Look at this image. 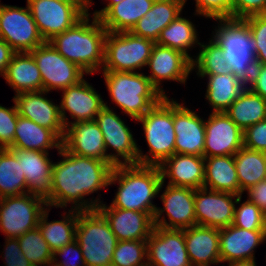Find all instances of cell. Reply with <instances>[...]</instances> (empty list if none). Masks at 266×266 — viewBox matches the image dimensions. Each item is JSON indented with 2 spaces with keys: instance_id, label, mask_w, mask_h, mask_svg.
<instances>
[{
  "instance_id": "obj_43",
  "label": "cell",
  "mask_w": 266,
  "mask_h": 266,
  "mask_svg": "<svg viewBox=\"0 0 266 266\" xmlns=\"http://www.w3.org/2000/svg\"><path fill=\"white\" fill-rule=\"evenodd\" d=\"M243 20L248 25L254 40L256 64H266V14L252 15Z\"/></svg>"
},
{
  "instance_id": "obj_37",
  "label": "cell",
  "mask_w": 266,
  "mask_h": 266,
  "mask_svg": "<svg viewBox=\"0 0 266 266\" xmlns=\"http://www.w3.org/2000/svg\"><path fill=\"white\" fill-rule=\"evenodd\" d=\"M197 33L195 25L189 19L179 15L161 31L156 43L180 51L193 61L188 49L195 48L194 45H200Z\"/></svg>"
},
{
  "instance_id": "obj_8",
  "label": "cell",
  "mask_w": 266,
  "mask_h": 266,
  "mask_svg": "<svg viewBox=\"0 0 266 266\" xmlns=\"http://www.w3.org/2000/svg\"><path fill=\"white\" fill-rule=\"evenodd\" d=\"M155 42L131 31L107 32L101 71L136 72L147 65Z\"/></svg>"
},
{
  "instance_id": "obj_29",
  "label": "cell",
  "mask_w": 266,
  "mask_h": 266,
  "mask_svg": "<svg viewBox=\"0 0 266 266\" xmlns=\"http://www.w3.org/2000/svg\"><path fill=\"white\" fill-rule=\"evenodd\" d=\"M15 94L43 91L42 77L30 52L15 53L3 75Z\"/></svg>"
},
{
  "instance_id": "obj_14",
  "label": "cell",
  "mask_w": 266,
  "mask_h": 266,
  "mask_svg": "<svg viewBox=\"0 0 266 266\" xmlns=\"http://www.w3.org/2000/svg\"><path fill=\"white\" fill-rule=\"evenodd\" d=\"M160 199L163 208L157 207L154 214V225L165 229H185L196 226L194 209L195 190L187 187L168 185ZM167 214L168 221L163 213Z\"/></svg>"
},
{
  "instance_id": "obj_51",
  "label": "cell",
  "mask_w": 266,
  "mask_h": 266,
  "mask_svg": "<svg viewBox=\"0 0 266 266\" xmlns=\"http://www.w3.org/2000/svg\"><path fill=\"white\" fill-rule=\"evenodd\" d=\"M248 200L256 204L266 215V179L246 190Z\"/></svg>"
},
{
  "instance_id": "obj_11",
  "label": "cell",
  "mask_w": 266,
  "mask_h": 266,
  "mask_svg": "<svg viewBox=\"0 0 266 266\" xmlns=\"http://www.w3.org/2000/svg\"><path fill=\"white\" fill-rule=\"evenodd\" d=\"M0 38L16 52H30L45 41L31 11L26 7L0 4Z\"/></svg>"
},
{
  "instance_id": "obj_27",
  "label": "cell",
  "mask_w": 266,
  "mask_h": 266,
  "mask_svg": "<svg viewBox=\"0 0 266 266\" xmlns=\"http://www.w3.org/2000/svg\"><path fill=\"white\" fill-rule=\"evenodd\" d=\"M184 238L192 266H210L221 263L219 229L192 226L184 229Z\"/></svg>"
},
{
  "instance_id": "obj_35",
  "label": "cell",
  "mask_w": 266,
  "mask_h": 266,
  "mask_svg": "<svg viewBox=\"0 0 266 266\" xmlns=\"http://www.w3.org/2000/svg\"><path fill=\"white\" fill-rule=\"evenodd\" d=\"M225 113L244 132L266 119V100L246 87Z\"/></svg>"
},
{
  "instance_id": "obj_55",
  "label": "cell",
  "mask_w": 266,
  "mask_h": 266,
  "mask_svg": "<svg viewBox=\"0 0 266 266\" xmlns=\"http://www.w3.org/2000/svg\"><path fill=\"white\" fill-rule=\"evenodd\" d=\"M63 1L73 2V3H87V13L89 11L90 6H92V4H94V2L92 0H63Z\"/></svg>"
},
{
  "instance_id": "obj_10",
  "label": "cell",
  "mask_w": 266,
  "mask_h": 266,
  "mask_svg": "<svg viewBox=\"0 0 266 266\" xmlns=\"http://www.w3.org/2000/svg\"><path fill=\"white\" fill-rule=\"evenodd\" d=\"M46 208V201L31 193L0 198V230L4 237L18 238L38 227Z\"/></svg>"
},
{
  "instance_id": "obj_30",
  "label": "cell",
  "mask_w": 266,
  "mask_h": 266,
  "mask_svg": "<svg viewBox=\"0 0 266 266\" xmlns=\"http://www.w3.org/2000/svg\"><path fill=\"white\" fill-rule=\"evenodd\" d=\"M62 148V140L52 131L18 115L13 144L9 149L41 152Z\"/></svg>"
},
{
  "instance_id": "obj_41",
  "label": "cell",
  "mask_w": 266,
  "mask_h": 266,
  "mask_svg": "<svg viewBox=\"0 0 266 266\" xmlns=\"http://www.w3.org/2000/svg\"><path fill=\"white\" fill-rule=\"evenodd\" d=\"M147 265V240L118 241L111 266Z\"/></svg>"
},
{
  "instance_id": "obj_34",
  "label": "cell",
  "mask_w": 266,
  "mask_h": 266,
  "mask_svg": "<svg viewBox=\"0 0 266 266\" xmlns=\"http://www.w3.org/2000/svg\"><path fill=\"white\" fill-rule=\"evenodd\" d=\"M51 207L46 208L40 216L38 228L53 253L66 246L76 237L78 210L68 209L61 220L48 221Z\"/></svg>"
},
{
  "instance_id": "obj_45",
  "label": "cell",
  "mask_w": 266,
  "mask_h": 266,
  "mask_svg": "<svg viewBox=\"0 0 266 266\" xmlns=\"http://www.w3.org/2000/svg\"><path fill=\"white\" fill-rule=\"evenodd\" d=\"M187 0H184L186 4ZM194 15H201L210 19L231 18V0H195Z\"/></svg>"
},
{
  "instance_id": "obj_53",
  "label": "cell",
  "mask_w": 266,
  "mask_h": 266,
  "mask_svg": "<svg viewBox=\"0 0 266 266\" xmlns=\"http://www.w3.org/2000/svg\"><path fill=\"white\" fill-rule=\"evenodd\" d=\"M107 1L106 6L101 10H95L92 15L100 19L113 5L120 3L122 0H105Z\"/></svg>"
},
{
  "instance_id": "obj_47",
  "label": "cell",
  "mask_w": 266,
  "mask_h": 266,
  "mask_svg": "<svg viewBox=\"0 0 266 266\" xmlns=\"http://www.w3.org/2000/svg\"><path fill=\"white\" fill-rule=\"evenodd\" d=\"M266 14V0H231V18L245 19Z\"/></svg>"
},
{
  "instance_id": "obj_13",
  "label": "cell",
  "mask_w": 266,
  "mask_h": 266,
  "mask_svg": "<svg viewBox=\"0 0 266 266\" xmlns=\"http://www.w3.org/2000/svg\"><path fill=\"white\" fill-rule=\"evenodd\" d=\"M95 118L104 138L105 149H114L108 153V159L116 165L137 164L138 144L130 128L114 112L107 102ZM123 159V160H122Z\"/></svg>"
},
{
  "instance_id": "obj_21",
  "label": "cell",
  "mask_w": 266,
  "mask_h": 266,
  "mask_svg": "<svg viewBox=\"0 0 266 266\" xmlns=\"http://www.w3.org/2000/svg\"><path fill=\"white\" fill-rule=\"evenodd\" d=\"M48 92H22L13 97L18 114L36 124L52 130L62 141L65 124L60 114L59 105L45 97Z\"/></svg>"
},
{
  "instance_id": "obj_25",
  "label": "cell",
  "mask_w": 266,
  "mask_h": 266,
  "mask_svg": "<svg viewBox=\"0 0 266 266\" xmlns=\"http://www.w3.org/2000/svg\"><path fill=\"white\" fill-rule=\"evenodd\" d=\"M266 240V230H246L234 225L219 229L220 261L255 259V248Z\"/></svg>"
},
{
  "instance_id": "obj_24",
  "label": "cell",
  "mask_w": 266,
  "mask_h": 266,
  "mask_svg": "<svg viewBox=\"0 0 266 266\" xmlns=\"http://www.w3.org/2000/svg\"><path fill=\"white\" fill-rule=\"evenodd\" d=\"M62 145L75 155L111 162L105 149L103 134L95 120L68 125Z\"/></svg>"
},
{
  "instance_id": "obj_15",
  "label": "cell",
  "mask_w": 266,
  "mask_h": 266,
  "mask_svg": "<svg viewBox=\"0 0 266 266\" xmlns=\"http://www.w3.org/2000/svg\"><path fill=\"white\" fill-rule=\"evenodd\" d=\"M239 196L206 188L196 189L194 198L196 225L221 229L233 224Z\"/></svg>"
},
{
  "instance_id": "obj_46",
  "label": "cell",
  "mask_w": 266,
  "mask_h": 266,
  "mask_svg": "<svg viewBox=\"0 0 266 266\" xmlns=\"http://www.w3.org/2000/svg\"><path fill=\"white\" fill-rule=\"evenodd\" d=\"M58 256L61 258L60 261H58ZM71 260L74 261L71 262ZM51 266H85L84 257L78 241L75 239L61 249L56 250L53 253Z\"/></svg>"
},
{
  "instance_id": "obj_22",
  "label": "cell",
  "mask_w": 266,
  "mask_h": 266,
  "mask_svg": "<svg viewBox=\"0 0 266 266\" xmlns=\"http://www.w3.org/2000/svg\"><path fill=\"white\" fill-rule=\"evenodd\" d=\"M97 210L108 221L118 241L147 240L154 230V215L101 204Z\"/></svg>"
},
{
  "instance_id": "obj_48",
  "label": "cell",
  "mask_w": 266,
  "mask_h": 266,
  "mask_svg": "<svg viewBox=\"0 0 266 266\" xmlns=\"http://www.w3.org/2000/svg\"><path fill=\"white\" fill-rule=\"evenodd\" d=\"M244 147L266 152V119L251 125L243 132Z\"/></svg>"
},
{
  "instance_id": "obj_40",
  "label": "cell",
  "mask_w": 266,
  "mask_h": 266,
  "mask_svg": "<svg viewBox=\"0 0 266 266\" xmlns=\"http://www.w3.org/2000/svg\"><path fill=\"white\" fill-rule=\"evenodd\" d=\"M21 251L33 266H51L53 251L38 227L17 238Z\"/></svg>"
},
{
  "instance_id": "obj_26",
  "label": "cell",
  "mask_w": 266,
  "mask_h": 266,
  "mask_svg": "<svg viewBox=\"0 0 266 266\" xmlns=\"http://www.w3.org/2000/svg\"><path fill=\"white\" fill-rule=\"evenodd\" d=\"M159 168L162 182L165 183V179L169 178L168 185L194 190L203 188L205 171L203 156L174 153Z\"/></svg>"
},
{
  "instance_id": "obj_2",
  "label": "cell",
  "mask_w": 266,
  "mask_h": 266,
  "mask_svg": "<svg viewBox=\"0 0 266 266\" xmlns=\"http://www.w3.org/2000/svg\"><path fill=\"white\" fill-rule=\"evenodd\" d=\"M115 183L119 187L110 206L155 214L157 206L153 204V199L164 188L159 166L116 165L112 169L108 186Z\"/></svg>"
},
{
  "instance_id": "obj_19",
  "label": "cell",
  "mask_w": 266,
  "mask_h": 266,
  "mask_svg": "<svg viewBox=\"0 0 266 266\" xmlns=\"http://www.w3.org/2000/svg\"><path fill=\"white\" fill-rule=\"evenodd\" d=\"M61 91L63 93L59 108L65 128L71 123L95 120L105 107L101 95L85 79ZM66 111L74 121H69Z\"/></svg>"
},
{
  "instance_id": "obj_52",
  "label": "cell",
  "mask_w": 266,
  "mask_h": 266,
  "mask_svg": "<svg viewBox=\"0 0 266 266\" xmlns=\"http://www.w3.org/2000/svg\"><path fill=\"white\" fill-rule=\"evenodd\" d=\"M16 52L9 46V44L0 38V75L3 76L7 65L12 60Z\"/></svg>"
},
{
  "instance_id": "obj_50",
  "label": "cell",
  "mask_w": 266,
  "mask_h": 266,
  "mask_svg": "<svg viewBox=\"0 0 266 266\" xmlns=\"http://www.w3.org/2000/svg\"><path fill=\"white\" fill-rule=\"evenodd\" d=\"M247 87L266 100V64H256Z\"/></svg>"
},
{
  "instance_id": "obj_39",
  "label": "cell",
  "mask_w": 266,
  "mask_h": 266,
  "mask_svg": "<svg viewBox=\"0 0 266 266\" xmlns=\"http://www.w3.org/2000/svg\"><path fill=\"white\" fill-rule=\"evenodd\" d=\"M199 53L192 61V70L197 69V75H220L232 73L227 59L223 55V49L212 38L206 44L200 43Z\"/></svg>"
},
{
  "instance_id": "obj_33",
  "label": "cell",
  "mask_w": 266,
  "mask_h": 266,
  "mask_svg": "<svg viewBox=\"0 0 266 266\" xmlns=\"http://www.w3.org/2000/svg\"><path fill=\"white\" fill-rule=\"evenodd\" d=\"M155 0H122L113 5L99 20L107 32L131 31L153 6Z\"/></svg>"
},
{
  "instance_id": "obj_42",
  "label": "cell",
  "mask_w": 266,
  "mask_h": 266,
  "mask_svg": "<svg viewBox=\"0 0 266 266\" xmlns=\"http://www.w3.org/2000/svg\"><path fill=\"white\" fill-rule=\"evenodd\" d=\"M242 195L237 199L233 224L246 230H266V215L250 200L241 203Z\"/></svg>"
},
{
  "instance_id": "obj_12",
  "label": "cell",
  "mask_w": 266,
  "mask_h": 266,
  "mask_svg": "<svg viewBox=\"0 0 266 266\" xmlns=\"http://www.w3.org/2000/svg\"><path fill=\"white\" fill-rule=\"evenodd\" d=\"M42 77L43 90H63L78 84L86 74L76 64L68 61L49 41L30 51Z\"/></svg>"
},
{
  "instance_id": "obj_5",
  "label": "cell",
  "mask_w": 266,
  "mask_h": 266,
  "mask_svg": "<svg viewBox=\"0 0 266 266\" xmlns=\"http://www.w3.org/2000/svg\"><path fill=\"white\" fill-rule=\"evenodd\" d=\"M135 121L142 124L144 137L149 147L146 154H143L138 147L137 164L160 166L175 153L173 98L164 97Z\"/></svg>"
},
{
  "instance_id": "obj_20",
  "label": "cell",
  "mask_w": 266,
  "mask_h": 266,
  "mask_svg": "<svg viewBox=\"0 0 266 266\" xmlns=\"http://www.w3.org/2000/svg\"><path fill=\"white\" fill-rule=\"evenodd\" d=\"M175 153L204 157L205 120L198 114L173 100Z\"/></svg>"
},
{
  "instance_id": "obj_54",
  "label": "cell",
  "mask_w": 266,
  "mask_h": 266,
  "mask_svg": "<svg viewBox=\"0 0 266 266\" xmlns=\"http://www.w3.org/2000/svg\"><path fill=\"white\" fill-rule=\"evenodd\" d=\"M228 263H229L228 264L229 266H257L255 259L244 260V261H233V262H228Z\"/></svg>"
},
{
  "instance_id": "obj_36",
  "label": "cell",
  "mask_w": 266,
  "mask_h": 266,
  "mask_svg": "<svg viewBox=\"0 0 266 266\" xmlns=\"http://www.w3.org/2000/svg\"><path fill=\"white\" fill-rule=\"evenodd\" d=\"M240 190L242 193L266 179V152L242 147L234 155Z\"/></svg>"
},
{
  "instance_id": "obj_49",
  "label": "cell",
  "mask_w": 266,
  "mask_h": 266,
  "mask_svg": "<svg viewBox=\"0 0 266 266\" xmlns=\"http://www.w3.org/2000/svg\"><path fill=\"white\" fill-rule=\"evenodd\" d=\"M4 247V266H33L21 251L17 238H5Z\"/></svg>"
},
{
  "instance_id": "obj_28",
  "label": "cell",
  "mask_w": 266,
  "mask_h": 266,
  "mask_svg": "<svg viewBox=\"0 0 266 266\" xmlns=\"http://www.w3.org/2000/svg\"><path fill=\"white\" fill-rule=\"evenodd\" d=\"M184 6V0H155L131 32L156 43L161 31L182 14Z\"/></svg>"
},
{
  "instance_id": "obj_23",
  "label": "cell",
  "mask_w": 266,
  "mask_h": 266,
  "mask_svg": "<svg viewBox=\"0 0 266 266\" xmlns=\"http://www.w3.org/2000/svg\"><path fill=\"white\" fill-rule=\"evenodd\" d=\"M21 162L22 174L28 187V193L45 201L51 195L53 161L49 152L25 149H10Z\"/></svg>"
},
{
  "instance_id": "obj_44",
  "label": "cell",
  "mask_w": 266,
  "mask_h": 266,
  "mask_svg": "<svg viewBox=\"0 0 266 266\" xmlns=\"http://www.w3.org/2000/svg\"><path fill=\"white\" fill-rule=\"evenodd\" d=\"M11 108L0 105V149H9L14 140L18 110L14 99Z\"/></svg>"
},
{
  "instance_id": "obj_4",
  "label": "cell",
  "mask_w": 266,
  "mask_h": 266,
  "mask_svg": "<svg viewBox=\"0 0 266 266\" xmlns=\"http://www.w3.org/2000/svg\"><path fill=\"white\" fill-rule=\"evenodd\" d=\"M102 74L112 101L134 120L164 98L144 73L103 71Z\"/></svg>"
},
{
  "instance_id": "obj_32",
  "label": "cell",
  "mask_w": 266,
  "mask_h": 266,
  "mask_svg": "<svg viewBox=\"0 0 266 266\" xmlns=\"http://www.w3.org/2000/svg\"><path fill=\"white\" fill-rule=\"evenodd\" d=\"M208 78L205 98L212 106V112H225L246 89L247 83L233 72L220 75H198Z\"/></svg>"
},
{
  "instance_id": "obj_3",
  "label": "cell",
  "mask_w": 266,
  "mask_h": 266,
  "mask_svg": "<svg viewBox=\"0 0 266 266\" xmlns=\"http://www.w3.org/2000/svg\"><path fill=\"white\" fill-rule=\"evenodd\" d=\"M106 36L107 30L101 21L94 15L90 20L88 12L72 27L55 35L49 42L68 61L81 68L86 75H92L102 69Z\"/></svg>"
},
{
  "instance_id": "obj_18",
  "label": "cell",
  "mask_w": 266,
  "mask_h": 266,
  "mask_svg": "<svg viewBox=\"0 0 266 266\" xmlns=\"http://www.w3.org/2000/svg\"><path fill=\"white\" fill-rule=\"evenodd\" d=\"M243 146V131L225 112H212L205 120L204 157L234 156Z\"/></svg>"
},
{
  "instance_id": "obj_16",
  "label": "cell",
  "mask_w": 266,
  "mask_h": 266,
  "mask_svg": "<svg viewBox=\"0 0 266 266\" xmlns=\"http://www.w3.org/2000/svg\"><path fill=\"white\" fill-rule=\"evenodd\" d=\"M147 67L150 68V75H146L151 84L162 94L168 97L161 82L176 81L186 85L190 73H192V61L182 52L170 47L154 44L151 56L148 59Z\"/></svg>"
},
{
  "instance_id": "obj_31",
  "label": "cell",
  "mask_w": 266,
  "mask_h": 266,
  "mask_svg": "<svg viewBox=\"0 0 266 266\" xmlns=\"http://www.w3.org/2000/svg\"><path fill=\"white\" fill-rule=\"evenodd\" d=\"M203 188L242 195L233 155L204 157Z\"/></svg>"
},
{
  "instance_id": "obj_17",
  "label": "cell",
  "mask_w": 266,
  "mask_h": 266,
  "mask_svg": "<svg viewBox=\"0 0 266 266\" xmlns=\"http://www.w3.org/2000/svg\"><path fill=\"white\" fill-rule=\"evenodd\" d=\"M147 265L192 266L186 249L184 229L154 226L147 239Z\"/></svg>"
},
{
  "instance_id": "obj_38",
  "label": "cell",
  "mask_w": 266,
  "mask_h": 266,
  "mask_svg": "<svg viewBox=\"0 0 266 266\" xmlns=\"http://www.w3.org/2000/svg\"><path fill=\"white\" fill-rule=\"evenodd\" d=\"M28 193L21 162L10 149H0V198Z\"/></svg>"
},
{
  "instance_id": "obj_6",
  "label": "cell",
  "mask_w": 266,
  "mask_h": 266,
  "mask_svg": "<svg viewBox=\"0 0 266 266\" xmlns=\"http://www.w3.org/2000/svg\"><path fill=\"white\" fill-rule=\"evenodd\" d=\"M218 27L212 37L223 49L231 71L246 83L251 79L256 66L254 40L250 29L243 19H215Z\"/></svg>"
},
{
  "instance_id": "obj_7",
  "label": "cell",
  "mask_w": 266,
  "mask_h": 266,
  "mask_svg": "<svg viewBox=\"0 0 266 266\" xmlns=\"http://www.w3.org/2000/svg\"><path fill=\"white\" fill-rule=\"evenodd\" d=\"M75 239L82 250L85 266H111L118 239L97 209L78 210Z\"/></svg>"
},
{
  "instance_id": "obj_1",
  "label": "cell",
  "mask_w": 266,
  "mask_h": 266,
  "mask_svg": "<svg viewBox=\"0 0 266 266\" xmlns=\"http://www.w3.org/2000/svg\"><path fill=\"white\" fill-rule=\"evenodd\" d=\"M62 160L53 163L51 195L47 207L67 208L79 211L96 210L103 203L98 197L84 199L92 193L108 188L112 162L70 153L63 145L58 151Z\"/></svg>"
},
{
  "instance_id": "obj_9",
  "label": "cell",
  "mask_w": 266,
  "mask_h": 266,
  "mask_svg": "<svg viewBox=\"0 0 266 266\" xmlns=\"http://www.w3.org/2000/svg\"><path fill=\"white\" fill-rule=\"evenodd\" d=\"M27 5L44 41L72 27L87 13V3L63 0H27Z\"/></svg>"
}]
</instances>
